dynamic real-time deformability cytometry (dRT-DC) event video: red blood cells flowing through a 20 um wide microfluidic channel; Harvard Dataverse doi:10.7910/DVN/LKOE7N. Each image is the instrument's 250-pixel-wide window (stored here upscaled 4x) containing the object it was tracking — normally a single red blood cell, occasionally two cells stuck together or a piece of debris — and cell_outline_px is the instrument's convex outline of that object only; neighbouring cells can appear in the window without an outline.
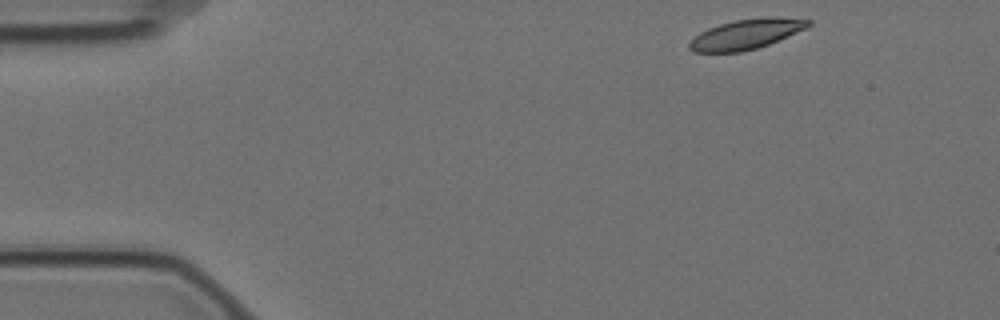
{"species": "Egyptian fruit bat (a non-hibernating species)", "species_latin": "Rousettus aegyptiacus", "temperature_condition": "cold", "stored_images_in_passage": 50, "camera_frame_rate_fps": 3000, "um_per_image_px": 0.085, "animal": {"sex": "female"}, "frame": {"image": 1, "passage_image": 1, "time_ms": 0.0, "image_size_px": [1000, 320], "cell_outline_px": [[812, 24], [808, 28], [768, 44], [756, 48], [740, 52], [692, 52], [688, 48], [688, 44], [700, 32], [708, 28], [720, 24], [736, 20], [768, 16], [772, 16], [812, 20]], "centroid_in_image_um": [63.45, 2.89], "position_along_channel_um": 21.6, "area_um2": 20.75}}
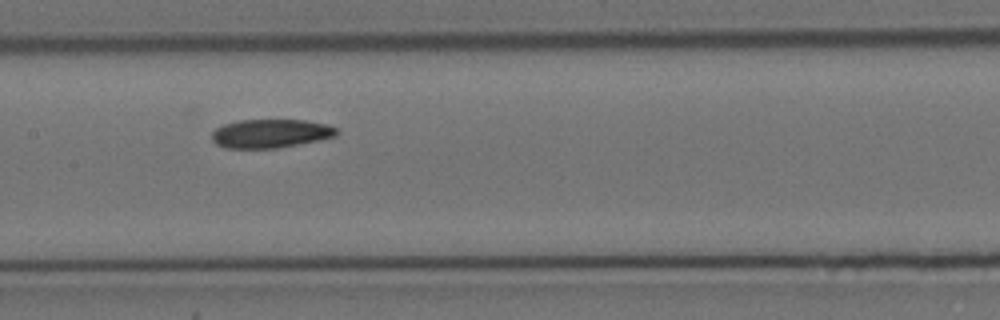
{"frame": {"image": 2, "passage_image": 22, "time_ms": 7.0, "image_size_px": [1000, 320], "cell_outline_px": [[340, 132], [336, 136], [320, 140], [276, 148], [224, 148], [216, 144], [212, 140], [212, 132], [216, 128], [224, 124], [240, 120], [304, 120], [328, 124], [336, 128]], "centroid_in_image_um": [23.01, 11.35], "position_along_channel_um": 184.4, "area_um2": 20.92}}
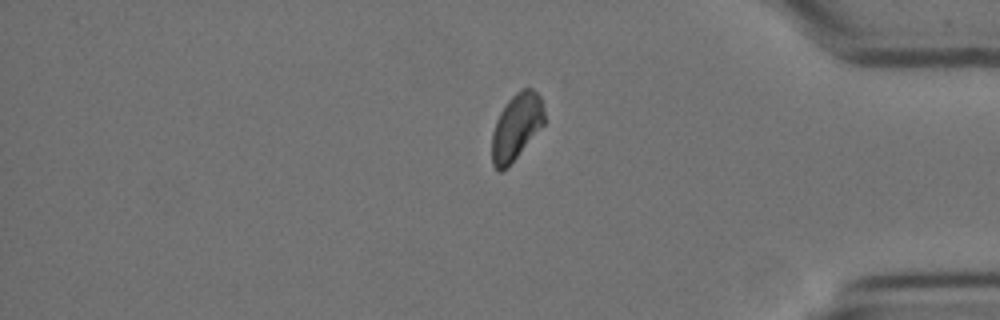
{"frame": {"image": 3, "passage_image": 42, "time_ms": 13.667, "image_size_px": [1000, 320], "cell_outline_px": [[544, 124], [516, 156], [500, 172], [492, 164], [492, 132], [496, 120], [500, 112], [508, 100], [516, 92], [524, 88], [532, 88], [540, 96], [544, 112]], "centroid_in_image_um": [43.88, 10.73], "position_along_channel_um": 391.3, "area_um2": 19.71}}